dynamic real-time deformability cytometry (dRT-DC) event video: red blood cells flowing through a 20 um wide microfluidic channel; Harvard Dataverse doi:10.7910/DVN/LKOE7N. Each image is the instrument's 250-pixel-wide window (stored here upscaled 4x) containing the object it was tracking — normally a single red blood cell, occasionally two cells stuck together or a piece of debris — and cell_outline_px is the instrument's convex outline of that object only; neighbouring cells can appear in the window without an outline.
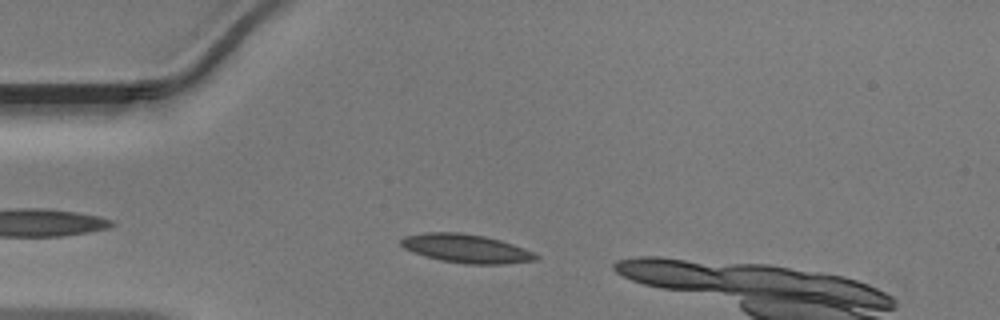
{"species": "Egyptian fruit bat (a non-hibernating species)", "species_latin": "Rousettus aegyptiacus", "temperature_condition": "warm", "stored_images_in_passage": 9, "camera_frame_rate_fps": 3000, "um_per_image_px": 0.085, "animal": {"sex": "male"}, "frame": {"image": 1, "passage_image": 3, "time_ms": 0.667, "image_size_px": [1000, 320], "cell_outline_px": [[540, 256], [536, 260], [504, 264], [464, 264], [440, 260], [424, 256], [412, 252], [404, 248], [400, 244], [400, 240], [404, 236], [428, 232], [460, 232], [484, 236], [500, 240], [524, 248]], "centroid_in_image_um": [39.6, 21.12], "position_along_channel_um": 45.4, "area_um2": 22.54}}
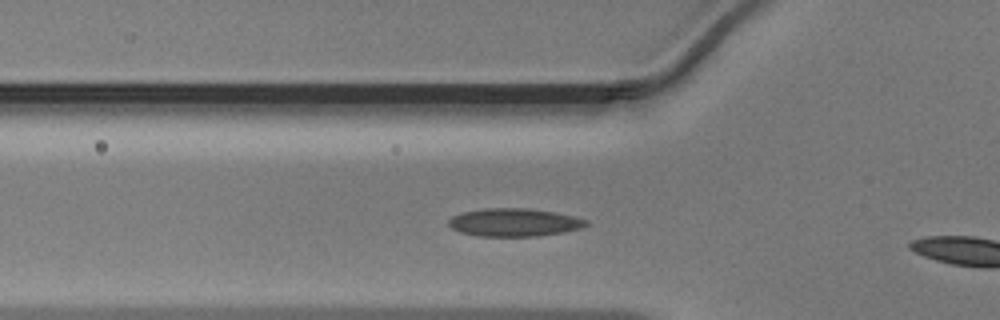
{"frame": {"image": 2, "passage_image": 7, "time_ms": 2.0, "image_size_px": [1000, 320], "cell_outline_px": [[588, 224], [580, 228], [564, 232], [536, 236], [480, 236], [460, 232], [452, 228], [448, 224], [448, 220], [452, 216], [464, 212], [484, 208], [524, 208], [556, 212], [588, 220]], "centroid_in_image_um": [43.7, 18.9], "position_along_channel_um": 82.1, "area_um2": 22.31}}